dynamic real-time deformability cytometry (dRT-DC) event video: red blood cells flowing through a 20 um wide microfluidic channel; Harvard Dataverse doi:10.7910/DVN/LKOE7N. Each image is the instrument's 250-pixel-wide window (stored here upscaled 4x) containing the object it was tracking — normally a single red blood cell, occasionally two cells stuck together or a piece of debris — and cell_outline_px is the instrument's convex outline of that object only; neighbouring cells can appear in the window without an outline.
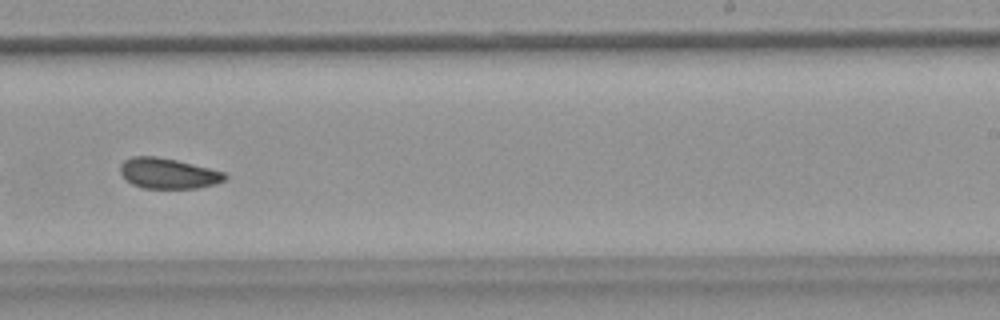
{"species": "common noctule bat (a hibernating species)", "species_latin": "Nyctalus noctula", "temperature_condition": "warm", "stored_images_in_passage": 54, "segment_of_instrument_passage": [2, 2], "camera_frame_rate_fps": 3000, "um_per_image_px": 0.085, "animal": {"sex": "female", "body_mass_g": 18.4}, "frame": {"image": 1, "passage_image": 34, "time_ms": 11.0, "image_size_px": [1000, 320], "cell_outline_px": [[228, 176], [224, 180], [216, 184], [196, 188], [140, 188], [132, 184], [120, 172], [120, 164], [124, 160], [132, 156], [156, 156], [176, 160], [224, 172]], "centroid_in_image_um": [14.27, 14.74], "position_along_channel_um": 274.7, "area_um2": 18.5}}
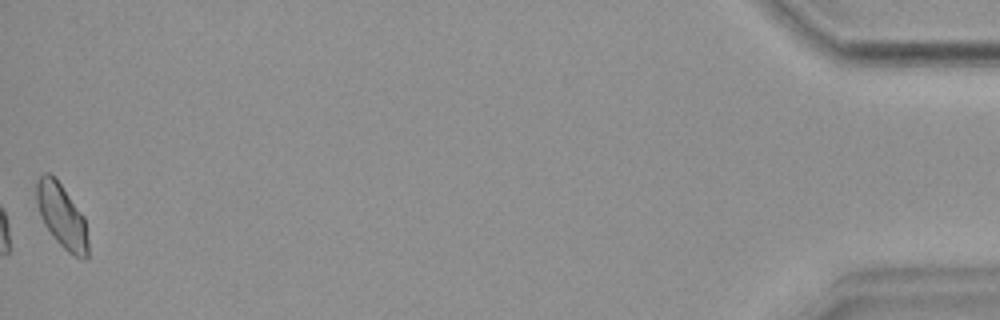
{"frame": {"image": 2, "passage_image": 54, "time_ms": 17.667, "image_size_px": [1000, 320], "cell_outline_px": [[88, 256], [84, 260], [68, 252], [56, 240], [44, 224], [40, 216], [36, 204], [36, 180], [44, 172], [48, 172], [60, 184], [84, 216], [88, 240]], "centroid_in_image_um": [5.24, 18.36], "position_along_channel_um": 430.0, "area_um2": 19.07}}